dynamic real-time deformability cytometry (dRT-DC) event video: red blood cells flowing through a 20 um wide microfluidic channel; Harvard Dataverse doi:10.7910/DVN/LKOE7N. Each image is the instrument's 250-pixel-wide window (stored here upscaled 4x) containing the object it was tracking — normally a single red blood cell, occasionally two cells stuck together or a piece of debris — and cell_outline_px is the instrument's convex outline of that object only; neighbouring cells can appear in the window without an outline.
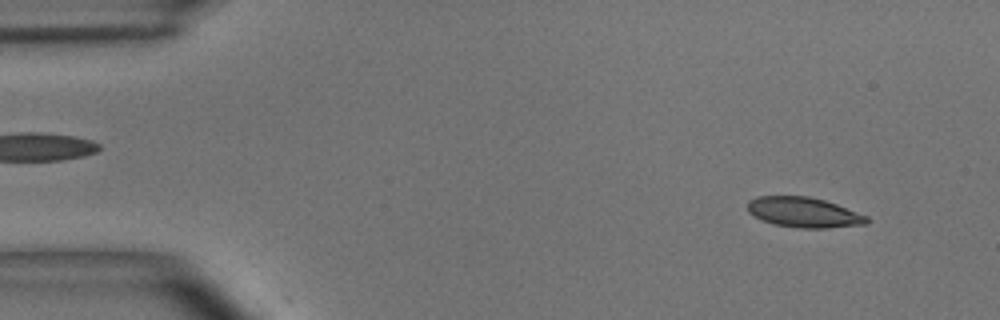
{"species": "common noctule bat (a hibernating species)", "species_latin": "Nyctalus noctula", "temperature_condition": "room temperature", "stored_images_in_passage": 53, "camera_frame_rate_fps": 3000, "um_per_image_px": 0.085, "animal": {"sex": "male", "body_mass_g": 15.6}, "frame": {"image": 1, "passage_image": 4, "time_ms": 1.0, "image_size_px": [1000, 320], "cell_outline_px": [[868, 224], [828, 228], [800, 228], [776, 224], [752, 216], [748, 212], [748, 200], [756, 196], [808, 196], [824, 200], [836, 204], [868, 216]], "centroid_in_image_um": [68.32, 18.05], "position_along_channel_um": 16.7, "area_um2": 20.92}}
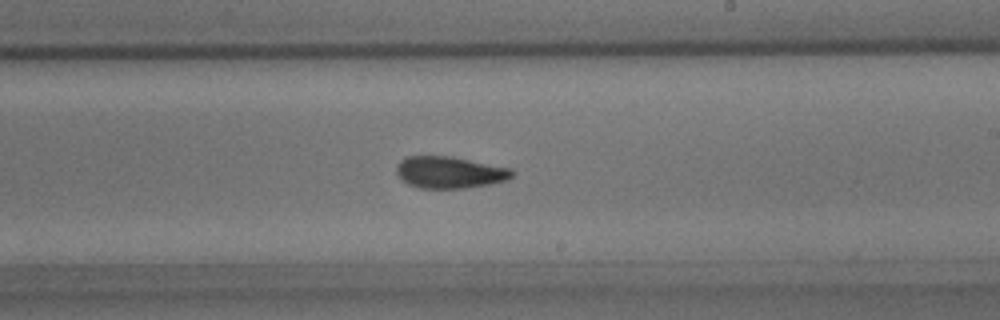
{"frame": {"image": 2, "passage_image": 31, "time_ms": 10.0, "image_size_px": [1000, 320], "cell_outline_px": [[512, 176], [508, 180], [488, 184], [464, 188], [420, 188], [408, 184], [396, 172], [396, 168], [400, 160], [408, 156], [448, 156], [512, 168]], "centroid_in_image_um": [38.21, 14.65], "position_along_channel_um": 250.8, "area_um2": 21.15}}
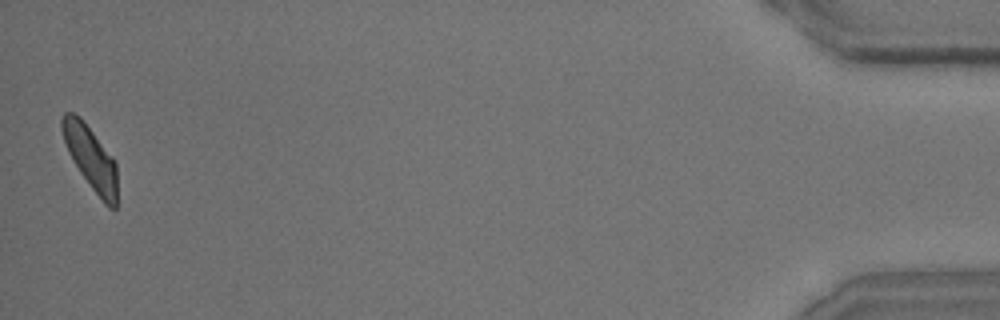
{"frame": {"image": 3, "passage_image": 53, "time_ms": 17.333, "image_size_px": [1000, 320], "cell_outline_px": [[116, 208], [108, 208], [104, 204], [80, 172], [72, 160], [68, 152], [60, 128], [60, 120], [64, 112], [72, 112], [80, 116], [116, 160]], "centroid_in_image_um": [7.69, 13.38], "position_along_channel_um": 427.5, "area_um2": 20.46}, "authors_computed_cell_mechanics": {"area_um2": 21.0392, "velocity_mm_per_s": 3.6425, "shape_relaxation_time_tau1_ms": 5.6208, "shape_relaxation_time_tau2_ms": 2.2687, "deformation_change_tau1": 0.1583, "deformation_change_tau2": 0.0735}}